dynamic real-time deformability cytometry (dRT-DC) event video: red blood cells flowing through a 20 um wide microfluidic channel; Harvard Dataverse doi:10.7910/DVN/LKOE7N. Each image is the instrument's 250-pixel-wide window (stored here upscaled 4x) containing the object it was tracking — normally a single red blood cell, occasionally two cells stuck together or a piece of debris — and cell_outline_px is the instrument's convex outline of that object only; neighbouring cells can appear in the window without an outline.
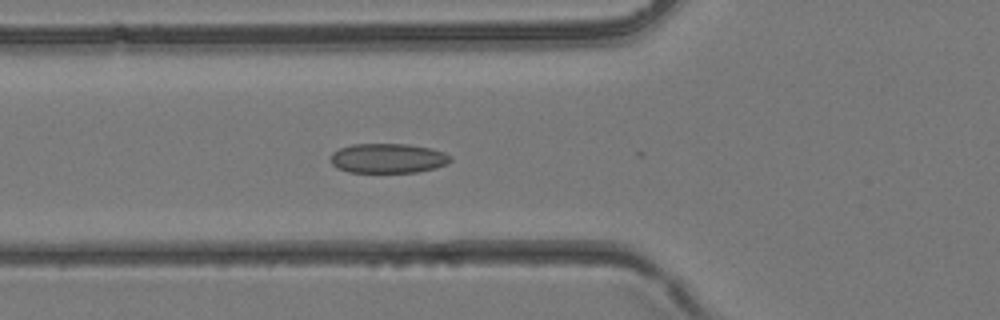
{"species": "common noctule bat (a hibernating species)", "species_latin": "Nyctalus noctula", "temperature_condition": "room temperature", "stored_images_in_passage": 32, "camera_frame_rate_fps": 3000, "um_per_image_px": 0.085, "animal": {"sex": "female", "body_mass_g": 24.6, "forearm_length_mm": 56.2}, "frame": {"image": 1, "passage_image": 15, "time_ms": 4.667, "image_size_px": [1000, 320], "cell_outline_px": [[452, 160], [448, 164], [436, 168], [416, 172], [348, 172], [336, 168], [332, 164], [332, 152], [340, 148], [352, 144], [408, 144], [432, 148], [444, 152], [452, 156]], "centroid_in_image_um": [33.02, 13.45], "position_along_channel_um": 92.8, "area_um2": 20.87}}
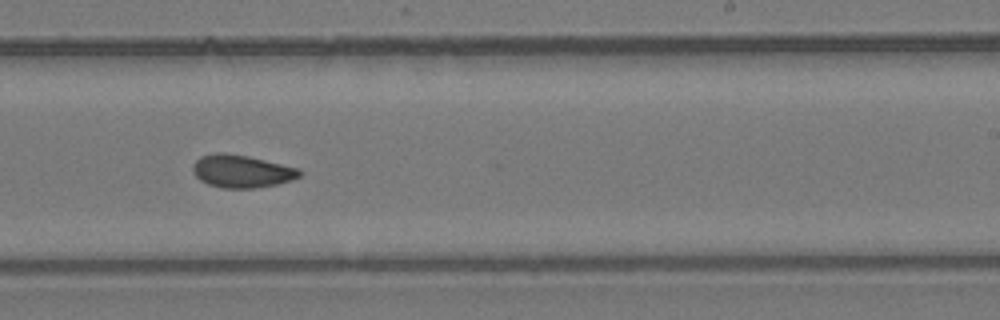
{"frame": {"image": 2, "passage_image": 25, "time_ms": 8.0, "image_size_px": [1000, 320], "cell_outline_px": [[300, 176], [292, 180], [276, 184], [252, 188], [220, 188], [208, 184], [200, 180], [196, 176], [192, 168], [196, 160], [200, 156], [216, 152], [228, 152], [248, 156], [300, 168]], "centroid_in_image_um": [20.52, 14.54], "position_along_channel_um": 268.5, "area_um2": 20.4}}
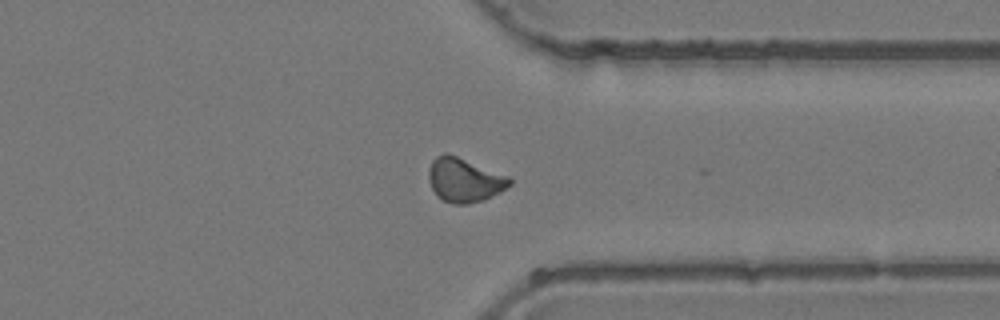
{"frame": {"image": 3, "passage_image": 31, "time_ms": 10.0, "image_size_px": [1000, 320], "cell_outline_px": [[512, 184], [500, 192], [484, 200], [468, 204], [452, 204], [436, 196], [432, 188], [428, 176], [428, 172], [432, 160], [436, 156], [444, 152], [448, 152], [508, 176], [512, 180]], "centroid_in_image_um": [39.46, 15.29], "position_along_channel_um": 371.9, "area_um2": 20.92}}